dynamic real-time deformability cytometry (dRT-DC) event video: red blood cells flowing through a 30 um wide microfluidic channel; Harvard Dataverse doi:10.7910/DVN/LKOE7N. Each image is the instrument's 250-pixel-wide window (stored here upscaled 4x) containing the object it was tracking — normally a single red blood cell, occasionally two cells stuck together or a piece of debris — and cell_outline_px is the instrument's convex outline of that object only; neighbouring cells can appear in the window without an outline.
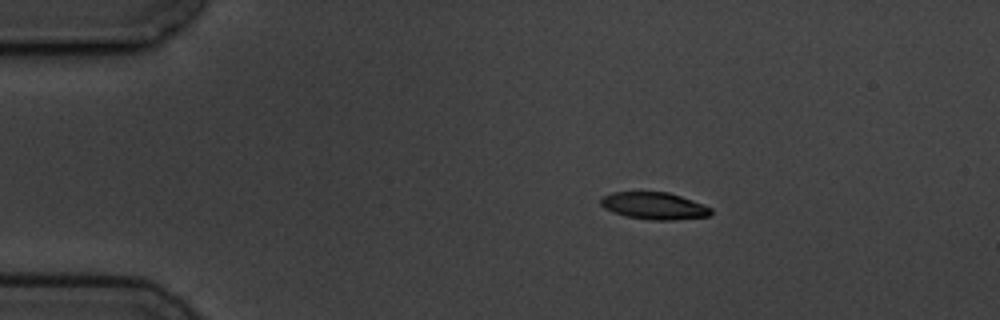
{"species": "common noctule bat (a hibernating species)", "species_latin": "Nyctalus noctula", "temperature_condition": "cold", "stored_images_in_passage": 4, "camera_frame_rate_fps": 3000, "um_per_image_px": 0.085, "animal": {"sex": "male", "body_mass_g": 19.5, "forearm_length_mm": 54.6}, "frame": {"image": 1, "passage_image": 2, "time_ms": 1.333, "image_size_px": [1000, 320], "cell_outline_px": [[712, 212], [708, 216], [672, 220], [652, 220], [624, 216], [604, 208], [600, 204], [600, 200], [604, 196], [612, 192], [668, 192], [692, 200], [712, 208]], "centroid_in_image_um": [55.59, 17.5], "position_along_channel_um": 29.4, "area_um2": 17.28}}